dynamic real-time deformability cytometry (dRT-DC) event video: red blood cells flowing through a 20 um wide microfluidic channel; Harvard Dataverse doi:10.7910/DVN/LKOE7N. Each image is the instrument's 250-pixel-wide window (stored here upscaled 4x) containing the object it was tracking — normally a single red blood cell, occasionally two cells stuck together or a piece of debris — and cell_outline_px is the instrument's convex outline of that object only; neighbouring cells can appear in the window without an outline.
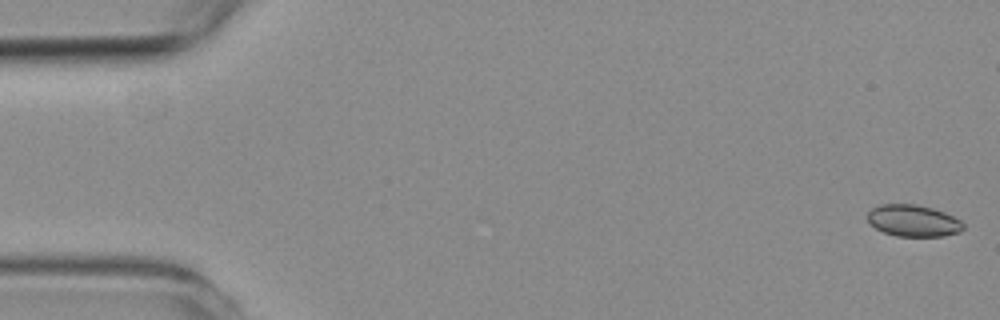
{"species": "common noctule bat (a hibernating species)", "species_latin": "Nyctalus noctula", "temperature_condition": "room temperature", "stored_images_in_passage": 55, "camera_frame_rate_fps": 3000, "um_per_image_px": 0.085, "animal": {"sex": "female", "body_mass_g": 19.3, "forearm_length_mm": 54.1}, "frame": {"image": 1, "passage_image": 1, "time_ms": 0.0, "image_size_px": [1000, 320], "cell_outline_px": [[964, 228], [960, 232], [944, 236], [896, 236], [884, 232], [868, 224], [868, 212], [872, 208], [880, 204], [916, 204], [932, 208], [944, 212], [960, 220], [964, 224]], "centroid_in_image_um": [77.62, 18.76], "position_along_channel_um": 7.4, "area_um2": 17.74}}
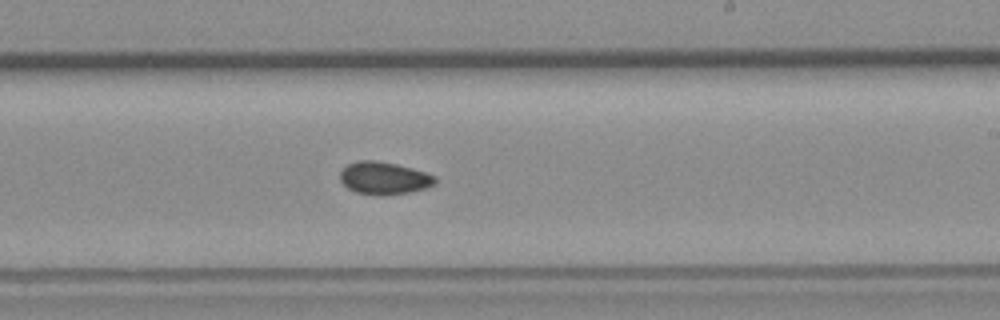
{"frame": {"image": 2, "passage_image": 32, "time_ms": 10.333, "image_size_px": [1000, 320], "cell_outline_px": [[436, 184], [428, 188], [408, 192], [384, 196], [380, 196], [356, 192], [348, 188], [340, 180], [340, 172], [348, 164], [360, 160], [372, 160], [396, 164], [412, 168], [436, 176]], "centroid_in_image_um": [32.66, 15.15], "position_along_channel_um": 256.3, "area_um2": 18.03}}
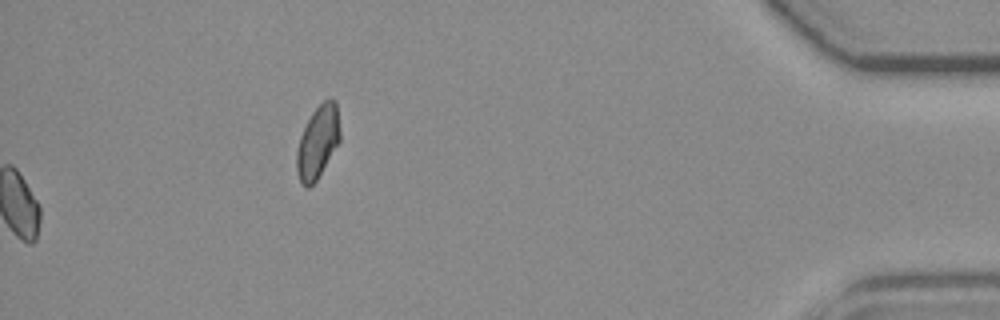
{"frame": {"image": 3, "passage_image": 55, "time_ms": 18.0, "image_size_px": [1000, 320], "cell_outline_px": [[340, 140], [316, 180], [308, 188], [300, 184], [296, 172], [296, 152], [300, 136], [312, 112], [324, 100], [336, 100], [340, 132]], "centroid_in_image_um": [26.99, 12.09], "position_along_channel_um": 408.2, "area_um2": 18.15}, "authors_computed_cell_mechanics": {"area_um2": 17.6868, "velocity_mm_per_s": 3.7676, "shape_relaxation_time_tau1_ms": null, "shape_relaxation_time_tau2_ms": 3.2564, "deformation_change_tau1": null, "deformation_change_tau2": 0.0552}}